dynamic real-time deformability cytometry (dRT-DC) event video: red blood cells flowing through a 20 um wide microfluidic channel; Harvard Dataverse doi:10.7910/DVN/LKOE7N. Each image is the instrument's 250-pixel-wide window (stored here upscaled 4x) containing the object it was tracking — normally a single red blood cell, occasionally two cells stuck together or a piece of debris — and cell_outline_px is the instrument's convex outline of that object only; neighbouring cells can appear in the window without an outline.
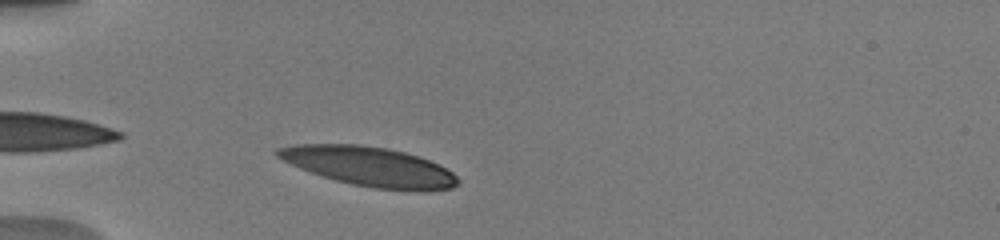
{"species": "human", "species_latin": "Homo sapiens", "temperature_condition": "warm", "stored_images_in_passage": 6, "camera_frame_rate_fps": 3000, "um_per_image_px": 0.085, "donor": {"sex": "male"}, "frame": {"image": 1, "passage_image": 3, "time_ms": 1.667, "image_size_px": [1000, 240], "cell_outline_px": [[460, 180], [452, 188], [376, 188], [352, 184], [336, 180], [300, 168], [276, 156], [272, 152], [276, 148], [296, 144], [360, 144], [384, 148], [404, 152], [440, 164], [452, 172]], "centroid_in_image_um": [31.3, 14.1], "position_along_channel_um": 53.7, "area_um2": 40.11}}